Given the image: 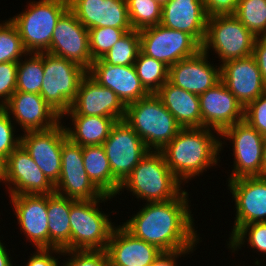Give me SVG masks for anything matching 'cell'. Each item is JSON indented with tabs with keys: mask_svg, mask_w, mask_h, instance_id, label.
<instances>
[{
	"mask_svg": "<svg viewBox=\"0 0 266 266\" xmlns=\"http://www.w3.org/2000/svg\"><path fill=\"white\" fill-rule=\"evenodd\" d=\"M185 190L170 201L144 203L121 225L134 237L155 245L163 252L196 250L202 237L195 228L194 214L190 210L193 205Z\"/></svg>",
	"mask_w": 266,
	"mask_h": 266,
	"instance_id": "obj_1",
	"label": "cell"
},
{
	"mask_svg": "<svg viewBox=\"0 0 266 266\" xmlns=\"http://www.w3.org/2000/svg\"><path fill=\"white\" fill-rule=\"evenodd\" d=\"M160 152L174 176L185 186L211 167L219 166L220 133L206 127L182 128Z\"/></svg>",
	"mask_w": 266,
	"mask_h": 266,
	"instance_id": "obj_2",
	"label": "cell"
},
{
	"mask_svg": "<svg viewBox=\"0 0 266 266\" xmlns=\"http://www.w3.org/2000/svg\"><path fill=\"white\" fill-rule=\"evenodd\" d=\"M183 184L174 176L160 151H150L121 183L124 190L143 202L170 201L182 191ZM125 188V189H124Z\"/></svg>",
	"mask_w": 266,
	"mask_h": 266,
	"instance_id": "obj_3",
	"label": "cell"
},
{
	"mask_svg": "<svg viewBox=\"0 0 266 266\" xmlns=\"http://www.w3.org/2000/svg\"><path fill=\"white\" fill-rule=\"evenodd\" d=\"M124 120L150 151H161L182 129L155 93L127 105Z\"/></svg>",
	"mask_w": 266,
	"mask_h": 266,
	"instance_id": "obj_4",
	"label": "cell"
},
{
	"mask_svg": "<svg viewBox=\"0 0 266 266\" xmlns=\"http://www.w3.org/2000/svg\"><path fill=\"white\" fill-rule=\"evenodd\" d=\"M113 198L104 195L94 200L71 199L70 250H106L116 222L112 223L110 214L102 212L99 204Z\"/></svg>",
	"mask_w": 266,
	"mask_h": 266,
	"instance_id": "obj_5",
	"label": "cell"
},
{
	"mask_svg": "<svg viewBox=\"0 0 266 266\" xmlns=\"http://www.w3.org/2000/svg\"><path fill=\"white\" fill-rule=\"evenodd\" d=\"M25 11L10 17L28 53H43L50 49L51 38L60 17L69 9L68 0L29 1Z\"/></svg>",
	"mask_w": 266,
	"mask_h": 266,
	"instance_id": "obj_6",
	"label": "cell"
},
{
	"mask_svg": "<svg viewBox=\"0 0 266 266\" xmlns=\"http://www.w3.org/2000/svg\"><path fill=\"white\" fill-rule=\"evenodd\" d=\"M256 36L234 14H219L208 18L202 50L213 51L219 63L252 55Z\"/></svg>",
	"mask_w": 266,
	"mask_h": 266,
	"instance_id": "obj_7",
	"label": "cell"
},
{
	"mask_svg": "<svg viewBox=\"0 0 266 266\" xmlns=\"http://www.w3.org/2000/svg\"><path fill=\"white\" fill-rule=\"evenodd\" d=\"M87 70L65 58L44 52L40 95L61 117L71 108Z\"/></svg>",
	"mask_w": 266,
	"mask_h": 266,
	"instance_id": "obj_8",
	"label": "cell"
},
{
	"mask_svg": "<svg viewBox=\"0 0 266 266\" xmlns=\"http://www.w3.org/2000/svg\"><path fill=\"white\" fill-rule=\"evenodd\" d=\"M223 140V141H222ZM226 141L233 144V165L227 180L247 176H262V155L265 137L247 121L242 120L220 133V151Z\"/></svg>",
	"mask_w": 266,
	"mask_h": 266,
	"instance_id": "obj_9",
	"label": "cell"
},
{
	"mask_svg": "<svg viewBox=\"0 0 266 266\" xmlns=\"http://www.w3.org/2000/svg\"><path fill=\"white\" fill-rule=\"evenodd\" d=\"M140 51L168 67L197 54L202 45L184 31L164 27L161 24L139 30Z\"/></svg>",
	"mask_w": 266,
	"mask_h": 266,
	"instance_id": "obj_10",
	"label": "cell"
},
{
	"mask_svg": "<svg viewBox=\"0 0 266 266\" xmlns=\"http://www.w3.org/2000/svg\"><path fill=\"white\" fill-rule=\"evenodd\" d=\"M112 175L122 183L135 166L150 152L125 120L117 121L103 142Z\"/></svg>",
	"mask_w": 266,
	"mask_h": 266,
	"instance_id": "obj_11",
	"label": "cell"
},
{
	"mask_svg": "<svg viewBox=\"0 0 266 266\" xmlns=\"http://www.w3.org/2000/svg\"><path fill=\"white\" fill-rule=\"evenodd\" d=\"M61 165L55 193L74 200H94L104 196L84 169L83 147L69 138L62 144Z\"/></svg>",
	"mask_w": 266,
	"mask_h": 266,
	"instance_id": "obj_12",
	"label": "cell"
},
{
	"mask_svg": "<svg viewBox=\"0 0 266 266\" xmlns=\"http://www.w3.org/2000/svg\"><path fill=\"white\" fill-rule=\"evenodd\" d=\"M21 145L55 186L61 174L62 144L68 138L63 123L44 131L22 133Z\"/></svg>",
	"mask_w": 266,
	"mask_h": 266,
	"instance_id": "obj_13",
	"label": "cell"
},
{
	"mask_svg": "<svg viewBox=\"0 0 266 266\" xmlns=\"http://www.w3.org/2000/svg\"><path fill=\"white\" fill-rule=\"evenodd\" d=\"M48 53L72 61L87 71L93 63L88 29L68 9L58 20Z\"/></svg>",
	"mask_w": 266,
	"mask_h": 266,
	"instance_id": "obj_14",
	"label": "cell"
},
{
	"mask_svg": "<svg viewBox=\"0 0 266 266\" xmlns=\"http://www.w3.org/2000/svg\"><path fill=\"white\" fill-rule=\"evenodd\" d=\"M226 182L236 208L230 236L240 226L266 222V176L240 177Z\"/></svg>",
	"mask_w": 266,
	"mask_h": 266,
	"instance_id": "obj_15",
	"label": "cell"
},
{
	"mask_svg": "<svg viewBox=\"0 0 266 266\" xmlns=\"http://www.w3.org/2000/svg\"><path fill=\"white\" fill-rule=\"evenodd\" d=\"M9 196L52 194L55 186L48 180L30 154L20 144L6 159V187Z\"/></svg>",
	"mask_w": 266,
	"mask_h": 266,
	"instance_id": "obj_16",
	"label": "cell"
},
{
	"mask_svg": "<svg viewBox=\"0 0 266 266\" xmlns=\"http://www.w3.org/2000/svg\"><path fill=\"white\" fill-rule=\"evenodd\" d=\"M17 225L28 242L36 248H49L48 194L8 196ZM30 240V241H29Z\"/></svg>",
	"mask_w": 266,
	"mask_h": 266,
	"instance_id": "obj_17",
	"label": "cell"
},
{
	"mask_svg": "<svg viewBox=\"0 0 266 266\" xmlns=\"http://www.w3.org/2000/svg\"><path fill=\"white\" fill-rule=\"evenodd\" d=\"M126 106L110 88L103 87L88 73L82 78L76 98L64 115L112 117L124 120Z\"/></svg>",
	"mask_w": 266,
	"mask_h": 266,
	"instance_id": "obj_18",
	"label": "cell"
},
{
	"mask_svg": "<svg viewBox=\"0 0 266 266\" xmlns=\"http://www.w3.org/2000/svg\"><path fill=\"white\" fill-rule=\"evenodd\" d=\"M2 108L24 133L51 129L62 122L40 94L15 91Z\"/></svg>",
	"mask_w": 266,
	"mask_h": 266,
	"instance_id": "obj_19",
	"label": "cell"
},
{
	"mask_svg": "<svg viewBox=\"0 0 266 266\" xmlns=\"http://www.w3.org/2000/svg\"><path fill=\"white\" fill-rule=\"evenodd\" d=\"M201 127L221 133L244 120V107L220 80L199 95Z\"/></svg>",
	"mask_w": 266,
	"mask_h": 266,
	"instance_id": "obj_20",
	"label": "cell"
},
{
	"mask_svg": "<svg viewBox=\"0 0 266 266\" xmlns=\"http://www.w3.org/2000/svg\"><path fill=\"white\" fill-rule=\"evenodd\" d=\"M220 77L244 108L266 90V83L252 55L220 64Z\"/></svg>",
	"mask_w": 266,
	"mask_h": 266,
	"instance_id": "obj_21",
	"label": "cell"
},
{
	"mask_svg": "<svg viewBox=\"0 0 266 266\" xmlns=\"http://www.w3.org/2000/svg\"><path fill=\"white\" fill-rule=\"evenodd\" d=\"M209 56L201 49L194 56L171 65L168 80L188 92L197 95L204 93L221 80L220 64L214 65Z\"/></svg>",
	"mask_w": 266,
	"mask_h": 266,
	"instance_id": "obj_22",
	"label": "cell"
},
{
	"mask_svg": "<svg viewBox=\"0 0 266 266\" xmlns=\"http://www.w3.org/2000/svg\"><path fill=\"white\" fill-rule=\"evenodd\" d=\"M87 73L100 85L115 92L125 106L150 94L138 78L134 65H111L97 59Z\"/></svg>",
	"mask_w": 266,
	"mask_h": 266,
	"instance_id": "obj_23",
	"label": "cell"
},
{
	"mask_svg": "<svg viewBox=\"0 0 266 266\" xmlns=\"http://www.w3.org/2000/svg\"><path fill=\"white\" fill-rule=\"evenodd\" d=\"M106 252L109 266H150L163 251L134 237L120 223L111 233Z\"/></svg>",
	"mask_w": 266,
	"mask_h": 266,
	"instance_id": "obj_24",
	"label": "cell"
},
{
	"mask_svg": "<svg viewBox=\"0 0 266 266\" xmlns=\"http://www.w3.org/2000/svg\"><path fill=\"white\" fill-rule=\"evenodd\" d=\"M69 9L88 30L96 27L133 29L126 0H68Z\"/></svg>",
	"mask_w": 266,
	"mask_h": 266,
	"instance_id": "obj_25",
	"label": "cell"
},
{
	"mask_svg": "<svg viewBox=\"0 0 266 266\" xmlns=\"http://www.w3.org/2000/svg\"><path fill=\"white\" fill-rule=\"evenodd\" d=\"M209 16L203 0H170L162 6L161 25L192 35L204 42Z\"/></svg>",
	"mask_w": 266,
	"mask_h": 266,
	"instance_id": "obj_26",
	"label": "cell"
},
{
	"mask_svg": "<svg viewBox=\"0 0 266 266\" xmlns=\"http://www.w3.org/2000/svg\"><path fill=\"white\" fill-rule=\"evenodd\" d=\"M182 128H200L199 95L175 86L169 80L155 93Z\"/></svg>",
	"mask_w": 266,
	"mask_h": 266,
	"instance_id": "obj_27",
	"label": "cell"
},
{
	"mask_svg": "<svg viewBox=\"0 0 266 266\" xmlns=\"http://www.w3.org/2000/svg\"><path fill=\"white\" fill-rule=\"evenodd\" d=\"M70 116V127L65 125L67 137L80 146L102 145L109 137L112 126L117 122L112 117L63 115ZM73 125V126H72ZM72 126V127H71Z\"/></svg>",
	"mask_w": 266,
	"mask_h": 266,
	"instance_id": "obj_28",
	"label": "cell"
},
{
	"mask_svg": "<svg viewBox=\"0 0 266 266\" xmlns=\"http://www.w3.org/2000/svg\"><path fill=\"white\" fill-rule=\"evenodd\" d=\"M70 208V198L48 194L49 248L70 250Z\"/></svg>",
	"mask_w": 266,
	"mask_h": 266,
	"instance_id": "obj_29",
	"label": "cell"
},
{
	"mask_svg": "<svg viewBox=\"0 0 266 266\" xmlns=\"http://www.w3.org/2000/svg\"><path fill=\"white\" fill-rule=\"evenodd\" d=\"M84 169L93 184L104 194L115 197L121 183L112 175L109 161L102 145L83 146Z\"/></svg>",
	"mask_w": 266,
	"mask_h": 266,
	"instance_id": "obj_30",
	"label": "cell"
},
{
	"mask_svg": "<svg viewBox=\"0 0 266 266\" xmlns=\"http://www.w3.org/2000/svg\"><path fill=\"white\" fill-rule=\"evenodd\" d=\"M43 78L44 52L28 53L18 62L16 91L40 94Z\"/></svg>",
	"mask_w": 266,
	"mask_h": 266,
	"instance_id": "obj_31",
	"label": "cell"
},
{
	"mask_svg": "<svg viewBox=\"0 0 266 266\" xmlns=\"http://www.w3.org/2000/svg\"><path fill=\"white\" fill-rule=\"evenodd\" d=\"M134 68L144 88L156 93L169 79V67L139 51Z\"/></svg>",
	"mask_w": 266,
	"mask_h": 266,
	"instance_id": "obj_32",
	"label": "cell"
},
{
	"mask_svg": "<svg viewBox=\"0 0 266 266\" xmlns=\"http://www.w3.org/2000/svg\"><path fill=\"white\" fill-rule=\"evenodd\" d=\"M226 242L227 248L234 254L248 244L247 246L253 249L252 252L257 251L259 254L266 255V222H254L240 226ZM265 255L263 257H266Z\"/></svg>",
	"mask_w": 266,
	"mask_h": 266,
	"instance_id": "obj_33",
	"label": "cell"
},
{
	"mask_svg": "<svg viewBox=\"0 0 266 266\" xmlns=\"http://www.w3.org/2000/svg\"><path fill=\"white\" fill-rule=\"evenodd\" d=\"M234 15L256 37L266 36V0H240Z\"/></svg>",
	"mask_w": 266,
	"mask_h": 266,
	"instance_id": "obj_34",
	"label": "cell"
},
{
	"mask_svg": "<svg viewBox=\"0 0 266 266\" xmlns=\"http://www.w3.org/2000/svg\"><path fill=\"white\" fill-rule=\"evenodd\" d=\"M140 51L139 30L126 32L101 59L111 65H134Z\"/></svg>",
	"mask_w": 266,
	"mask_h": 266,
	"instance_id": "obj_35",
	"label": "cell"
},
{
	"mask_svg": "<svg viewBox=\"0 0 266 266\" xmlns=\"http://www.w3.org/2000/svg\"><path fill=\"white\" fill-rule=\"evenodd\" d=\"M129 20L134 30L161 23L162 6L154 0H126Z\"/></svg>",
	"mask_w": 266,
	"mask_h": 266,
	"instance_id": "obj_36",
	"label": "cell"
},
{
	"mask_svg": "<svg viewBox=\"0 0 266 266\" xmlns=\"http://www.w3.org/2000/svg\"><path fill=\"white\" fill-rule=\"evenodd\" d=\"M28 52L15 25L6 19L0 23V63L19 62Z\"/></svg>",
	"mask_w": 266,
	"mask_h": 266,
	"instance_id": "obj_37",
	"label": "cell"
},
{
	"mask_svg": "<svg viewBox=\"0 0 266 266\" xmlns=\"http://www.w3.org/2000/svg\"><path fill=\"white\" fill-rule=\"evenodd\" d=\"M133 29L115 27H96L88 30L89 47L92 61L104 57L111 47L119 41L126 32Z\"/></svg>",
	"mask_w": 266,
	"mask_h": 266,
	"instance_id": "obj_38",
	"label": "cell"
},
{
	"mask_svg": "<svg viewBox=\"0 0 266 266\" xmlns=\"http://www.w3.org/2000/svg\"><path fill=\"white\" fill-rule=\"evenodd\" d=\"M61 266H109L106 250H64Z\"/></svg>",
	"mask_w": 266,
	"mask_h": 266,
	"instance_id": "obj_39",
	"label": "cell"
},
{
	"mask_svg": "<svg viewBox=\"0 0 266 266\" xmlns=\"http://www.w3.org/2000/svg\"><path fill=\"white\" fill-rule=\"evenodd\" d=\"M10 118V115L0 108V156L7 159L8 156L21 144V134H14L18 129ZM17 130V131H16Z\"/></svg>",
	"mask_w": 266,
	"mask_h": 266,
	"instance_id": "obj_40",
	"label": "cell"
},
{
	"mask_svg": "<svg viewBox=\"0 0 266 266\" xmlns=\"http://www.w3.org/2000/svg\"><path fill=\"white\" fill-rule=\"evenodd\" d=\"M244 120L266 137V90L245 107Z\"/></svg>",
	"mask_w": 266,
	"mask_h": 266,
	"instance_id": "obj_41",
	"label": "cell"
},
{
	"mask_svg": "<svg viewBox=\"0 0 266 266\" xmlns=\"http://www.w3.org/2000/svg\"><path fill=\"white\" fill-rule=\"evenodd\" d=\"M18 62L0 63V108H2L16 91Z\"/></svg>",
	"mask_w": 266,
	"mask_h": 266,
	"instance_id": "obj_42",
	"label": "cell"
},
{
	"mask_svg": "<svg viewBox=\"0 0 266 266\" xmlns=\"http://www.w3.org/2000/svg\"><path fill=\"white\" fill-rule=\"evenodd\" d=\"M59 254V255H58ZM63 250L57 248H40L36 249L34 253H30L31 256L24 264L25 266H61V259ZM54 255V256H53ZM56 255H58L56 257ZM61 256V257H60Z\"/></svg>",
	"mask_w": 266,
	"mask_h": 266,
	"instance_id": "obj_43",
	"label": "cell"
},
{
	"mask_svg": "<svg viewBox=\"0 0 266 266\" xmlns=\"http://www.w3.org/2000/svg\"><path fill=\"white\" fill-rule=\"evenodd\" d=\"M240 0H203L207 15L234 14Z\"/></svg>",
	"mask_w": 266,
	"mask_h": 266,
	"instance_id": "obj_44",
	"label": "cell"
},
{
	"mask_svg": "<svg viewBox=\"0 0 266 266\" xmlns=\"http://www.w3.org/2000/svg\"><path fill=\"white\" fill-rule=\"evenodd\" d=\"M252 56L255 58L257 66L266 83V36L256 37Z\"/></svg>",
	"mask_w": 266,
	"mask_h": 266,
	"instance_id": "obj_45",
	"label": "cell"
},
{
	"mask_svg": "<svg viewBox=\"0 0 266 266\" xmlns=\"http://www.w3.org/2000/svg\"><path fill=\"white\" fill-rule=\"evenodd\" d=\"M194 251L195 250H177L162 252L150 266H177V259L179 257L184 258L186 254H192Z\"/></svg>",
	"mask_w": 266,
	"mask_h": 266,
	"instance_id": "obj_46",
	"label": "cell"
},
{
	"mask_svg": "<svg viewBox=\"0 0 266 266\" xmlns=\"http://www.w3.org/2000/svg\"><path fill=\"white\" fill-rule=\"evenodd\" d=\"M1 238V237H0ZM3 240H0V266H13L10 250L5 247ZM10 256V257H9Z\"/></svg>",
	"mask_w": 266,
	"mask_h": 266,
	"instance_id": "obj_47",
	"label": "cell"
},
{
	"mask_svg": "<svg viewBox=\"0 0 266 266\" xmlns=\"http://www.w3.org/2000/svg\"><path fill=\"white\" fill-rule=\"evenodd\" d=\"M0 183L6 185V159L0 156Z\"/></svg>",
	"mask_w": 266,
	"mask_h": 266,
	"instance_id": "obj_48",
	"label": "cell"
},
{
	"mask_svg": "<svg viewBox=\"0 0 266 266\" xmlns=\"http://www.w3.org/2000/svg\"><path fill=\"white\" fill-rule=\"evenodd\" d=\"M262 176H266V137L263 146V155H262Z\"/></svg>",
	"mask_w": 266,
	"mask_h": 266,
	"instance_id": "obj_49",
	"label": "cell"
},
{
	"mask_svg": "<svg viewBox=\"0 0 266 266\" xmlns=\"http://www.w3.org/2000/svg\"><path fill=\"white\" fill-rule=\"evenodd\" d=\"M157 3H159L161 6L165 5L166 3H168L170 0H154Z\"/></svg>",
	"mask_w": 266,
	"mask_h": 266,
	"instance_id": "obj_50",
	"label": "cell"
}]
</instances>
